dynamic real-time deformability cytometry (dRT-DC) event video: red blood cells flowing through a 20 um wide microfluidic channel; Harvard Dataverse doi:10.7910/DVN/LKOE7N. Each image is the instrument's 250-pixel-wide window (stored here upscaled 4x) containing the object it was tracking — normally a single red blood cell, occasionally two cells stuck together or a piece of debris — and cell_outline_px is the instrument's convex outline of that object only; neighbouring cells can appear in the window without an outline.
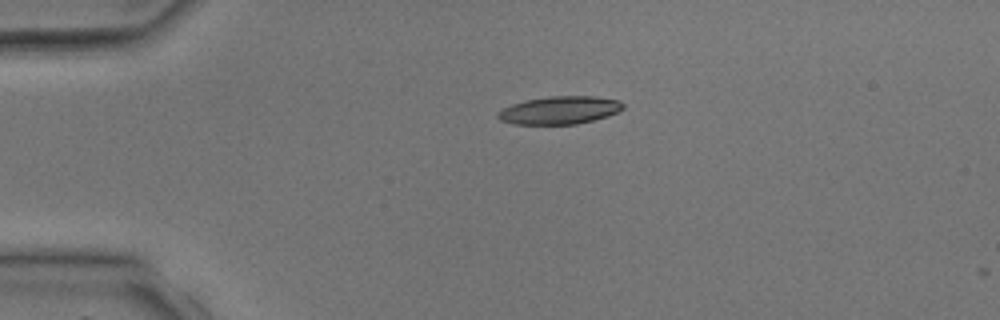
{"species": "common noctule bat (a hibernating species)", "species_latin": "Nyctalus noctula", "temperature_condition": "room temperature", "stored_images_in_passage": 5, "camera_frame_rate_fps": 3000, "um_per_image_px": 0.085, "animal": {"sex": "male", "body_mass_g": 17.9, "forearm_length_mm": 54.2}, "frame": {"image": 1, "passage_image": 3, "time_ms": 2.667, "image_size_px": [1000, 320], "cell_outline_px": [[624, 108], [608, 116], [576, 124], [512, 124], [500, 120], [496, 116], [496, 112], [512, 104], [524, 100], [552, 96], [596, 96], [620, 100], [624, 104]], "centroid_in_image_um": [47.56, 9.36], "position_along_channel_um": 37.4, "area_um2": 20.4}}